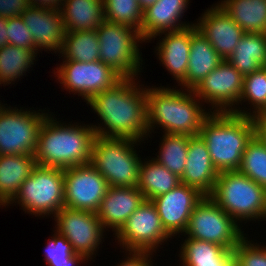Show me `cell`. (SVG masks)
Returning <instances> with one entry per match:
<instances>
[{"label": "cell", "instance_id": "cell-44", "mask_svg": "<svg viewBox=\"0 0 266 266\" xmlns=\"http://www.w3.org/2000/svg\"><path fill=\"white\" fill-rule=\"evenodd\" d=\"M7 22L8 18L0 16V48H3L5 45L8 44Z\"/></svg>", "mask_w": 266, "mask_h": 266}, {"label": "cell", "instance_id": "cell-32", "mask_svg": "<svg viewBox=\"0 0 266 266\" xmlns=\"http://www.w3.org/2000/svg\"><path fill=\"white\" fill-rule=\"evenodd\" d=\"M246 99V100H245ZM244 100V101H243ZM251 102L253 105V112L239 110L234 108L231 113L237 115L257 116L266 106V67H261L257 71L244 76L243 91L240 97L241 101Z\"/></svg>", "mask_w": 266, "mask_h": 266}, {"label": "cell", "instance_id": "cell-2", "mask_svg": "<svg viewBox=\"0 0 266 266\" xmlns=\"http://www.w3.org/2000/svg\"><path fill=\"white\" fill-rule=\"evenodd\" d=\"M56 120L47 115L42 123L34 153L37 165L64 170L90 163L96 136L92 124L67 126Z\"/></svg>", "mask_w": 266, "mask_h": 266}, {"label": "cell", "instance_id": "cell-27", "mask_svg": "<svg viewBox=\"0 0 266 266\" xmlns=\"http://www.w3.org/2000/svg\"><path fill=\"white\" fill-rule=\"evenodd\" d=\"M218 4L245 33H266V0H223Z\"/></svg>", "mask_w": 266, "mask_h": 266}, {"label": "cell", "instance_id": "cell-37", "mask_svg": "<svg viewBox=\"0 0 266 266\" xmlns=\"http://www.w3.org/2000/svg\"><path fill=\"white\" fill-rule=\"evenodd\" d=\"M246 239L233 250L236 266H266V247L252 244Z\"/></svg>", "mask_w": 266, "mask_h": 266}, {"label": "cell", "instance_id": "cell-30", "mask_svg": "<svg viewBox=\"0 0 266 266\" xmlns=\"http://www.w3.org/2000/svg\"><path fill=\"white\" fill-rule=\"evenodd\" d=\"M159 155L154 160L179 178L185 171L188 154L189 136L164 133Z\"/></svg>", "mask_w": 266, "mask_h": 266}, {"label": "cell", "instance_id": "cell-40", "mask_svg": "<svg viewBox=\"0 0 266 266\" xmlns=\"http://www.w3.org/2000/svg\"><path fill=\"white\" fill-rule=\"evenodd\" d=\"M132 254V255H131ZM130 257L128 256V259L124 260L123 262L118 264L117 266H152L150 258L152 255V252H137V251H130L129 252ZM150 258V259H148Z\"/></svg>", "mask_w": 266, "mask_h": 266}, {"label": "cell", "instance_id": "cell-1", "mask_svg": "<svg viewBox=\"0 0 266 266\" xmlns=\"http://www.w3.org/2000/svg\"><path fill=\"white\" fill-rule=\"evenodd\" d=\"M135 80L123 78L87 102L105 125H92L96 136L141 141L148 135L147 89Z\"/></svg>", "mask_w": 266, "mask_h": 266}, {"label": "cell", "instance_id": "cell-34", "mask_svg": "<svg viewBox=\"0 0 266 266\" xmlns=\"http://www.w3.org/2000/svg\"><path fill=\"white\" fill-rule=\"evenodd\" d=\"M238 171L266 189V147L256 136L247 144Z\"/></svg>", "mask_w": 266, "mask_h": 266}, {"label": "cell", "instance_id": "cell-11", "mask_svg": "<svg viewBox=\"0 0 266 266\" xmlns=\"http://www.w3.org/2000/svg\"><path fill=\"white\" fill-rule=\"evenodd\" d=\"M56 70L60 84L69 92L78 93V96H82L87 102L94 95L114 87L123 79L99 60L89 63L64 60Z\"/></svg>", "mask_w": 266, "mask_h": 266}, {"label": "cell", "instance_id": "cell-23", "mask_svg": "<svg viewBox=\"0 0 266 266\" xmlns=\"http://www.w3.org/2000/svg\"><path fill=\"white\" fill-rule=\"evenodd\" d=\"M191 45V26L165 32L156 47L159 60L180 84L186 78Z\"/></svg>", "mask_w": 266, "mask_h": 266}, {"label": "cell", "instance_id": "cell-3", "mask_svg": "<svg viewBox=\"0 0 266 266\" xmlns=\"http://www.w3.org/2000/svg\"><path fill=\"white\" fill-rule=\"evenodd\" d=\"M148 88L146 93L148 135L155 124L165 133L196 136L204 120L212 113L202 109L200 100L190 89ZM205 111V112H204ZM155 126V127H154ZM151 130V131H150Z\"/></svg>", "mask_w": 266, "mask_h": 266}, {"label": "cell", "instance_id": "cell-18", "mask_svg": "<svg viewBox=\"0 0 266 266\" xmlns=\"http://www.w3.org/2000/svg\"><path fill=\"white\" fill-rule=\"evenodd\" d=\"M21 17L31 32L36 53L44 48L61 51L65 30L60 10L30 6L21 13Z\"/></svg>", "mask_w": 266, "mask_h": 266}, {"label": "cell", "instance_id": "cell-9", "mask_svg": "<svg viewBox=\"0 0 266 266\" xmlns=\"http://www.w3.org/2000/svg\"><path fill=\"white\" fill-rule=\"evenodd\" d=\"M237 223L209 196H204L192 211L184 234L188 238L212 242L233 251L245 238Z\"/></svg>", "mask_w": 266, "mask_h": 266}, {"label": "cell", "instance_id": "cell-43", "mask_svg": "<svg viewBox=\"0 0 266 266\" xmlns=\"http://www.w3.org/2000/svg\"><path fill=\"white\" fill-rule=\"evenodd\" d=\"M254 127H255V136L266 147V123L254 122Z\"/></svg>", "mask_w": 266, "mask_h": 266}, {"label": "cell", "instance_id": "cell-8", "mask_svg": "<svg viewBox=\"0 0 266 266\" xmlns=\"http://www.w3.org/2000/svg\"><path fill=\"white\" fill-rule=\"evenodd\" d=\"M14 202L32 215L55 216L65 206L64 170L37 165L8 204Z\"/></svg>", "mask_w": 266, "mask_h": 266}, {"label": "cell", "instance_id": "cell-38", "mask_svg": "<svg viewBox=\"0 0 266 266\" xmlns=\"http://www.w3.org/2000/svg\"><path fill=\"white\" fill-rule=\"evenodd\" d=\"M8 44L33 50V37L21 16L8 18Z\"/></svg>", "mask_w": 266, "mask_h": 266}, {"label": "cell", "instance_id": "cell-19", "mask_svg": "<svg viewBox=\"0 0 266 266\" xmlns=\"http://www.w3.org/2000/svg\"><path fill=\"white\" fill-rule=\"evenodd\" d=\"M144 200L137 187L109 186L96 214L103 228L117 233Z\"/></svg>", "mask_w": 266, "mask_h": 266}, {"label": "cell", "instance_id": "cell-26", "mask_svg": "<svg viewBox=\"0 0 266 266\" xmlns=\"http://www.w3.org/2000/svg\"><path fill=\"white\" fill-rule=\"evenodd\" d=\"M227 61L243 76L266 67V33H244Z\"/></svg>", "mask_w": 266, "mask_h": 266}, {"label": "cell", "instance_id": "cell-13", "mask_svg": "<svg viewBox=\"0 0 266 266\" xmlns=\"http://www.w3.org/2000/svg\"><path fill=\"white\" fill-rule=\"evenodd\" d=\"M108 187L106 179L91 163L64 169V204L67 208L96 213Z\"/></svg>", "mask_w": 266, "mask_h": 266}, {"label": "cell", "instance_id": "cell-33", "mask_svg": "<svg viewBox=\"0 0 266 266\" xmlns=\"http://www.w3.org/2000/svg\"><path fill=\"white\" fill-rule=\"evenodd\" d=\"M181 246L179 255L183 266H191L196 261L235 259L233 251L212 242L187 237Z\"/></svg>", "mask_w": 266, "mask_h": 266}, {"label": "cell", "instance_id": "cell-17", "mask_svg": "<svg viewBox=\"0 0 266 266\" xmlns=\"http://www.w3.org/2000/svg\"><path fill=\"white\" fill-rule=\"evenodd\" d=\"M196 25L223 60L233 53L245 33L219 4L207 9Z\"/></svg>", "mask_w": 266, "mask_h": 266}, {"label": "cell", "instance_id": "cell-16", "mask_svg": "<svg viewBox=\"0 0 266 266\" xmlns=\"http://www.w3.org/2000/svg\"><path fill=\"white\" fill-rule=\"evenodd\" d=\"M204 197L196 188L179 184L166 194L152 199L165 231L172 237L185 233L192 211Z\"/></svg>", "mask_w": 266, "mask_h": 266}, {"label": "cell", "instance_id": "cell-25", "mask_svg": "<svg viewBox=\"0 0 266 266\" xmlns=\"http://www.w3.org/2000/svg\"><path fill=\"white\" fill-rule=\"evenodd\" d=\"M62 6L65 31L97 30L105 20L103 0H64Z\"/></svg>", "mask_w": 266, "mask_h": 266}, {"label": "cell", "instance_id": "cell-12", "mask_svg": "<svg viewBox=\"0 0 266 266\" xmlns=\"http://www.w3.org/2000/svg\"><path fill=\"white\" fill-rule=\"evenodd\" d=\"M115 236L126 251L152 253L159 244L162 245V242L172 238L165 231L157 208L151 200H144Z\"/></svg>", "mask_w": 266, "mask_h": 266}, {"label": "cell", "instance_id": "cell-46", "mask_svg": "<svg viewBox=\"0 0 266 266\" xmlns=\"http://www.w3.org/2000/svg\"><path fill=\"white\" fill-rule=\"evenodd\" d=\"M157 0H138V3L142 10L153 5Z\"/></svg>", "mask_w": 266, "mask_h": 266}, {"label": "cell", "instance_id": "cell-35", "mask_svg": "<svg viewBox=\"0 0 266 266\" xmlns=\"http://www.w3.org/2000/svg\"><path fill=\"white\" fill-rule=\"evenodd\" d=\"M105 20L127 25L140 33L143 10L138 0H103Z\"/></svg>", "mask_w": 266, "mask_h": 266}, {"label": "cell", "instance_id": "cell-22", "mask_svg": "<svg viewBox=\"0 0 266 266\" xmlns=\"http://www.w3.org/2000/svg\"><path fill=\"white\" fill-rule=\"evenodd\" d=\"M223 59L209 41L191 24V45L186 78L179 84L192 90L203 78L214 70Z\"/></svg>", "mask_w": 266, "mask_h": 266}, {"label": "cell", "instance_id": "cell-41", "mask_svg": "<svg viewBox=\"0 0 266 266\" xmlns=\"http://www.w3.org/2000/svg\"><path fill=\"white\" fill-rule=\"evenodd\" d=\"M64 0H29L31 7L60 10Z\"/></svg>", "mask_w": 266, "mask_h": 266}, {"label": "cell", "instance_id": "cell-4", "mask_svg": "<svg viewBox=\"0 0 266 266\" xmlns=\"http://www.w3.org/2000/svg\"><path fill=\"white\" fill-rule=\"evenodd\" d=\"M218 173L236 171L247 144L255 136L253 117L231 112H212L200 129Z\"/></svg>", "mask_w": 266, "mask_h": 266}, {"label": "cell", "instance_id": "cell-39", "mask_svg": "<svg viewBox=\"0 0 266 266\" xmlns=\"http://www.w3.org/2000/svg\"><path fill=\"white\" fill-rule=\"evenodd\" d=\"M29 7V0H0V16L4 18L21 16V13Z\"/></svg>", "mask_w": 266, "mask_h": 266}, {"label": "cell", "instance_id": "cell-45", "mask_svg": "<svg viewBox=\"0 0 266 266\" xmlns=\"http://www.w3.org/2000/svg\"><path fill=\"white\" fill-rule=\"evenodd\" d=\"M253 122H265L266 123V106L257 116L253 117Z\"/></svg>", "mask_w": 266, "mask_h": 266}, {"label": "cell", "instance_id": "cell-31", "mask_svg": "<svg viewBox=\"0 0 266 266\" xmlns=\"http://www.w3.org/2000/svg\"><path fill=\"white\" fill-rule=\"evenodd\" d=\"M37 53L34 50L5 45L0 48V84H11L32 67ZM6 83V84H5Z\"/></svg>", "mask_w": 266, "mask_h": 266}, {"label": "cell", "instance_id": "cell-42", "mask_svg": "<svg viewBox=\"0 0 266 266\" xmlns=\"http://www.w3.org/2000/svg\"><path fill=\"white\" fill-rule=\"evenodd\" d=\"M191 266H236L235 259H213L196 261Z\"/></svg>", "mask_w": 266, "mask_h": 266}, {"label": "cell", "instance_id": "cell-28", "mask_svg": "<svg viewBox=\"0 0 266 266\" xmlns=\"http://www.w3.org/2000/svg\"><path fill=\"white\" fill-rule=\"evenodd\" d=\"M181 184L180 178L156 162L153 158L141 162L137 188L145 200L166 194Z\"/></svg>", "mask_w": 266, "mask_h": 266}, {"label": "cell", "instance_id": "cell-5", "mask_svg": "<svg viewBox=\"0 0 266 266\" xmlns=\"http://www.w3.org/2000/svg\"><path fill=\"white\" fill-rule=\"evenodd\" d=\"M209 197L236 222L266 218V189L238 170L219 173Z\"/></svg>", "mask_w": 266, "mask_h": 266}, {"label": "cell", "instance_id": "cell-36", "mask_svg": "<svg viewBox=\"0 0 266 266\" xmlns=\"http://www.w3.org/2000/svg\"><path fill=\"white\" fill-rule=\"evenodd\" d=\"M88 260L84 255L76 254L71 243L57 231L46 245L45 260L49 266H76Z\"/></svg>", "mask_w": 266, "mask_h": 266}, {"label": "cell", "instance_id": "cell-14", "mask_svg": "<svg viewBox=\"0 0 266 266\" xmlns=\"http://www.w3.org/2000/svg\"><path fill=\"white\" fill-rule=\"evenodd\" d=\"M243 83L244 76L227 60H223L192 92L202 102L204 99L205 103H211L215 108L213 112H232V106L240 102Z\"/></svg>", "mask_w": 266, "mask_h": 266}, {"label": "cell", "instance_id": "cell-21", "mask_svg": "<svg viewBox=\"0 0 266 266\" xmlns=\"http://www.w3.org/2000/svg\"><path fill=\"white\" fill-rule=\"evenodd\" d=\"M189 0H157L153 5L143 10L140 35L143 42L165 32L182 30L191 26L180 23L182 14L188 7Z\"/></svg>", "mask_w": 266, "mask_h": 266}, {"label": "cell", "instance_id": "cell-7", "mask_svg": "<svg viewBox=\"0 0 266 266\" xmlns=\"http://www.w3.org/2000/svg\"><path fill=\"white\" fill-rule=\"evenodd\" d=\"M97 37L100 43L99 61L122 78H135L142 65L138 43L143 40L139 31L104 20L97 28Z\"/></svg>", "mask_w": 266, "mask_h": 266}, {"label": "cell", "instance_id": "cell-10", "mask_svg": "<svg viewBox=\"0 0 266 266\" xmlns=\"http://www.w3.org/2000/svg\"><path fill=\"white\" fill-rule=\"evenodd\" d=\"M48 113L0 108V155H34Z\"/></svg>", "mask_w": 266, "mask_h": 266}, {"label": "cell", "instance_id": "cell-29", "mask_svg": "<svg viewBox=\"0 0 266 266\" xmlns=\"http://www.w3.org/2000/svg\"><path fill=\"white\" fill-rule=\"evenodd\" d=\"M97 30L65 31L60 53L65 60L89 63L99 60Z\"/></svg>", "mask_w": 266, "mask_h": 266}, {"label": "cell", "instance_id": "cell-20", "mask_svg": "<svg viewBox=\"0 0 266 266\" xmlns=\"http://www.w3.org/2000/svg\"><path fill=\"white\" fill-rule=\"evenodd\" d=\"M187 155L181 183L196 188L204 196H209L219 173L212 164L207 145L200 135L189 136Z\"/></svg>", "mask_w": 266, "mask_h": 266}, {"label": "cell", "instance_id": "cell-6", "mask_svg": "<svg viewBox=\"0 0 266 266\" xmlns=\"http://www.w3.org/2000/svg\"><path fill=\"white\" fill-rule=\"evenodd\" d=\"M131 139L95 136L90 163L106 179L108 186L137 187L142 160Z\"/></svg>", "mask_w": 266, "mask_h": 266}, {"label": "cell", "instance_id": "cell-15", "mask_svg": "<svg viewBox=\"0 0 266 266\" xmlns=\"http://www.w3.org/2000/svg\"><path fill=\"white\" fill-rule=\"evenodd\" d=\"M54 217L57 222L55 231L71 243L76 254L92 259L105 230L97 214L64 206Z\"/></svg>", "mask_w": 266, "mask_h": 266}, {"label": "cell", "instance_id": "cell-24", "mask_svg": "<svg viewBox=\"0 0 266 266\" xmlns=\"http://www.w3.org/2000/svg\"><path fill=\"white\" fill-rule=\"evenodd\" d=\"M36 166L34 155H0V207L9 206Z\"/></svg>", "mask_w": 266, "mask_h": 266}]
</instances>
